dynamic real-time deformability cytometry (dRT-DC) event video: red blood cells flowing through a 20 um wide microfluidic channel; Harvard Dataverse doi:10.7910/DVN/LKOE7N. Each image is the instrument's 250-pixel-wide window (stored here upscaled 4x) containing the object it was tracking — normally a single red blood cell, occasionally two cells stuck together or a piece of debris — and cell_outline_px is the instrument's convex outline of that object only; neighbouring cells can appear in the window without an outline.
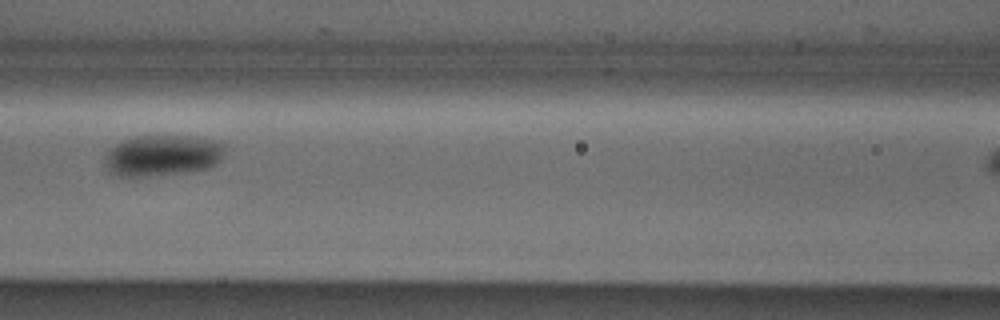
{"species": "Egyptian fruit bat (a non-hibernating species)", "species_latin": "Rousettus aegyptiacus", "temperature_condition": "cold", "stored_images_in_passage": 7, "camera_frame_rate_fps": 3000, "um_per_image_px": 0.085, "animal": {"sex": "male"}, "frame": {"image": 1, "passage_image": 3, "time_ms": 0.667, "image_size_px": [1000, 320], "cell_outline_px": [[224, 152], [220, 160], [212, 168], [188, 172], [148, 176], [120, 176], [108, 172], [104, 164], [104, 160], [108, 152], [116, 144], [124, 140], [136, 136], [188, 136], [220, 140], [224, 144]], "centroid_in_image_um": [13.85, 13.22], "position_along_channel_um": 152.8, "area_um2": 28.96}}
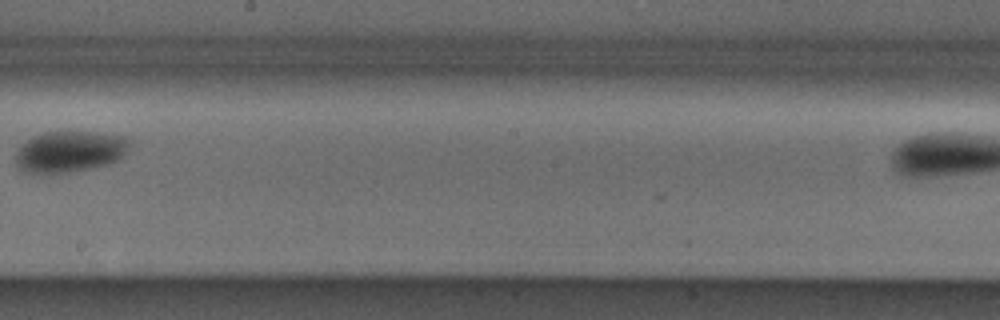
{"frame": {"image": 2, "passage_image": 5, "time_ms": 1.333, "image_size_px": [1000, 320], "cell_outline_px": [[128, 148], [116, 160], [104, 164], [88, 168], [64, 172], [24, 172], [16, 164], [16, 152], [32, 136], [44, 132], [96, 132], [128, 136]], "centroid_in_image_um": [5.91, 12.85], "position_along_channel_um": 242.3, "area_um2": 26.65}}
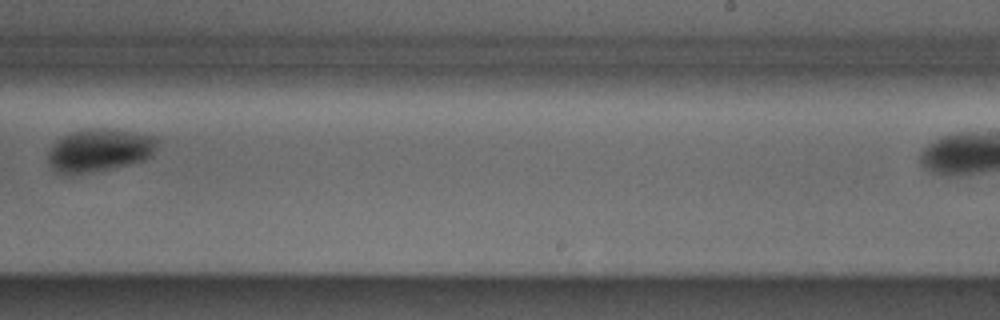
{"frame": {"image": 3, "passage_image": 6, "time_ms": 1.667, "image_size_px": [1000, 320], "cell_outline_px": [[156, 148], [152, 156], [144, 160], [128, 164], [108, 168], [64, 176], [56, 172], [52, 168], [48, 160], [48, 152], [52, 144], [56, 140], [72, 132], [88, 128], [112, 128], [152, 136], [156, 140]], "centroid_in_image_um": [8.4, 12.76], "position_along_channel_um": 280.6, "area_um2": 27.17}}